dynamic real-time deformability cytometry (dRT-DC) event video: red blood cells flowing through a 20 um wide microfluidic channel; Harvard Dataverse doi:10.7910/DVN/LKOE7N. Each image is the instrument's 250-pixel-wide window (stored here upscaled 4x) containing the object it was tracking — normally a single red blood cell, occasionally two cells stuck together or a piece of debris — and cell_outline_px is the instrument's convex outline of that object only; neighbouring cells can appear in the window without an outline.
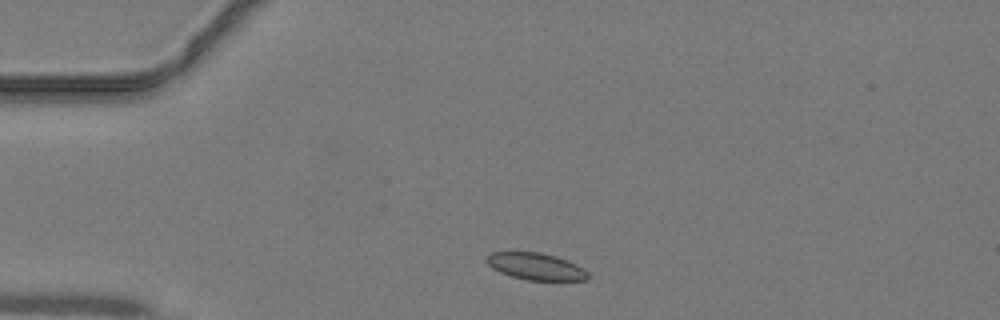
{"species": "common noctule bat (a hibernating species)", "species_latin": "Nyctalus noctula", "temperature_condition": "warm", "stored_images_in_passage": 29, "camera_frame_rate_fps": 3000, "um_per_image_px": 0.085, "animal": {"sex": "male", "body_mass_g": 19.2, "forearm_length_mm": 51.8}, "frame": {"image": 1, "passage_image": 3, "time_ms": 0.667, "image_size_px": [1000, 320], "cell_outline_px": [[588, 280], [528, 280], [512, 276], [500, 272], [492, 268], [484, 260], [492, 252], [540, 252], [556, 256], [576, 264], [584, 268], [588, 272]], "centroid_in_image_um": [45.55, 22.64], "position_along_channel_um": 39.5, "area_um2": 15.84}}
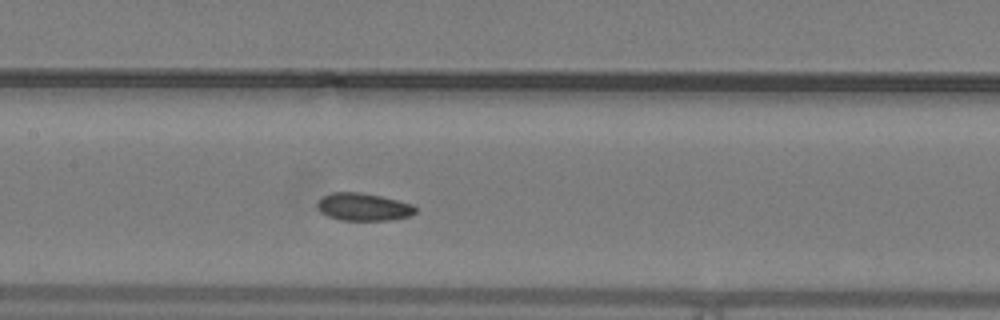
{"frame": {"image": 2, "passage_image": 14, "time_ms": 4.333, "image_size_px": [1000, 320], "cell_outline_px": [[416, 212], [408, 216], [388, 220], [340, 220], [328, 216], [320, 212], [316, 204], [324, 196], [332, 192], [360, 192], [380, 196], [412, 204], [416, 208]], "centroid_in_image_um": [30.87, 17.59], "position_along_channel_um": 176.5, "area_um2": 15.61}}
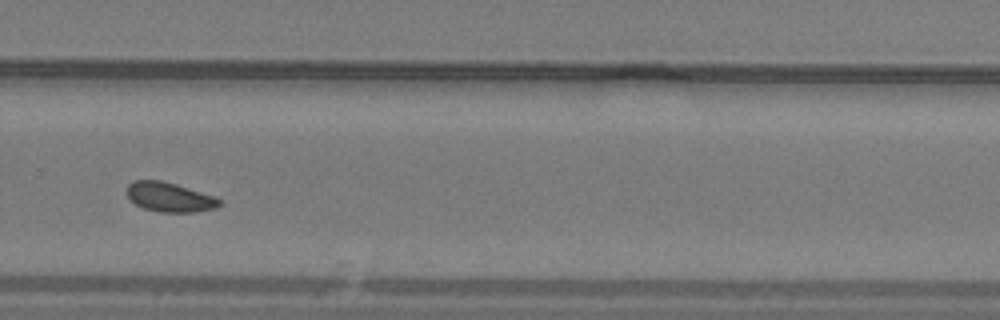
{"frame": {"image": 3, "passage_image": 23, "time_ms": 7.333, "image_size_px": [1000, 320], "cell_outline_px": [[224, 204], [216, 208], [196, 212], [160, 212], [144, 208], [136, 204], [128, 196], [128, 184], [136, 180], [160, 180], [176, 184], [216, 196], [224, 200]], "centroid_in_image_um": [14.51, 16.76], "position_along_channel_um": 315.3, "area_um2": 16.01}}